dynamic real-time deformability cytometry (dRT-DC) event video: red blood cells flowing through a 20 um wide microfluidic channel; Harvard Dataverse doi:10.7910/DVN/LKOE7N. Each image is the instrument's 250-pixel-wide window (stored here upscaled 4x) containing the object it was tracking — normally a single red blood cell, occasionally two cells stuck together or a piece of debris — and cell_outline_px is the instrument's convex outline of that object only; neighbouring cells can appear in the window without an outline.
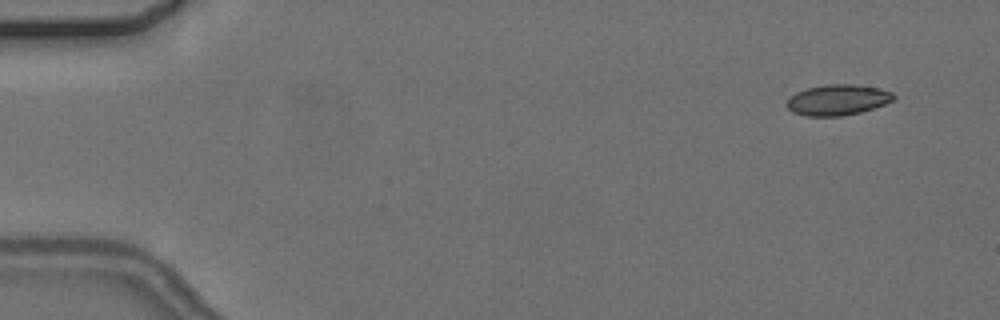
{"species": "common noctule bat (a hibernating species)", "species_latin": "Nyctalus noctula", "temperature_condition": "cold", "stored_images_in_passage": 4, "camera_frame_rate_fps": 3000, "um_per_image_px": 0.085, "animal": {"sex": "female", "body_mass_g": 24.6, "forearm_length_mm": 56.2}, "frame": {"image": 1, "passage_image": 1, "time_ms": 0.0, "image_size_px": [1000, 320], "cell_outline_px": [[896, 96], [892, 100], [884, 104], [860, 112], [840, 116], [804, 116], [792, 112], [788, 108], [788, 100], [796, 92], [808, 88], [824, 84], [856, 84], [880, 88], [892, 92]], "centroid_in_image_um": [71.21, 8.48], "position_along_channel_um": 13.8, "area_um2": 19.02}}